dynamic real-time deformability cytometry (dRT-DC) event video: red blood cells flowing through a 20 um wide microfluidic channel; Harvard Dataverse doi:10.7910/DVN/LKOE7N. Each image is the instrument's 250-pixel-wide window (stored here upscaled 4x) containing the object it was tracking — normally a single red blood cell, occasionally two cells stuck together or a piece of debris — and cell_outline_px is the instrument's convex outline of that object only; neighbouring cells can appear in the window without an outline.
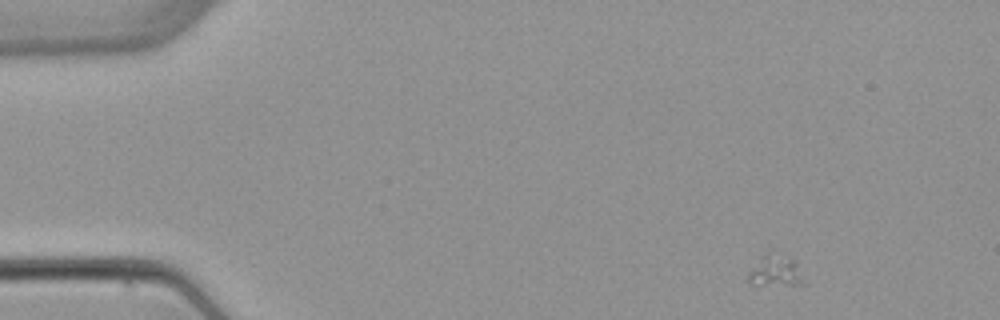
{"species": "common noctule bat (a hibernating species)", "species_latin": "Nyctalus noctula", "temperature_condition": "warm", "stored_images_in_passage": 3, "camera_frame_rate_fps": 3000, "um_per_image_px": 0.085, "animal": {"sex": "female", "body_mass_g": 22.7, "forearm_length_mm": 54.2}, "frame": {"image": 1, "passage_image": 1, "time_ms": 0.0, "image_size_px": [1000, 320], "cell_outline_px": [[808, 284], [748, 284], [748, 272], [760, 256], [768, 248], [776, 248], [796, 260]], "centroid_in_image_um": [65.95, 22.91], "position_along_channel_um": 19.1, "area_um2": 11.04}}